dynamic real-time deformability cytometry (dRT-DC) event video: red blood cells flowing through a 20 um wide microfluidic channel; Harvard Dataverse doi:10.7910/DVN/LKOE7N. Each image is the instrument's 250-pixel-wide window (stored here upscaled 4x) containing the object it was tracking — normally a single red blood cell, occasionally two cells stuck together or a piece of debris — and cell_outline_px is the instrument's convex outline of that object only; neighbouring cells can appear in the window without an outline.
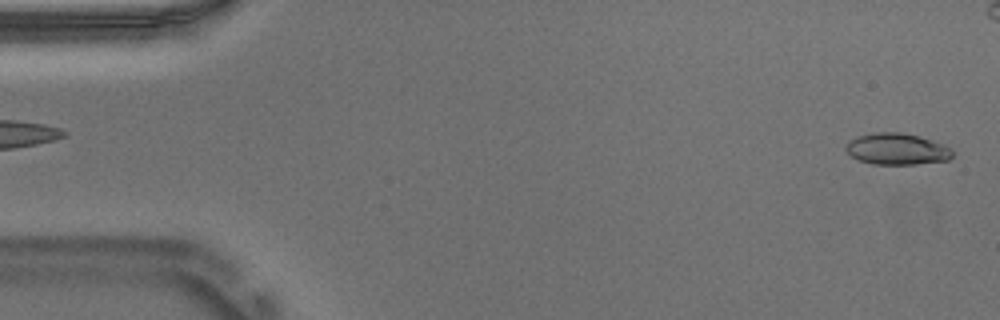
{"species": "Egyptian fruit bat (a non-hibernating species)", "species_latin": "Rousettus aegyptiacus", "temperature_condition": "warm", "stored_images_in_passage": 55, "camera_frame_rate_fps": 3000, "um_per_image_px": 0.085, "animal": {"sex": "male"}, "frame": {"image": 1, "passage_image": 2, "time_ms": 0.333, "image_size_px": [1000, 320], "cell_outline_px": [[952, 156], [948, 160], [916, 164], [872, 164], [860, 160], [852, 156], [844, 148], [848, 140], [856, 136], [872, 132], [900, 132], [920, 136], [944, 144], [952, 148]], "centroid_in_image_um": [76.23, 12.65], "position_along_channel_um": 8.8, "area_um2": 19.71}}
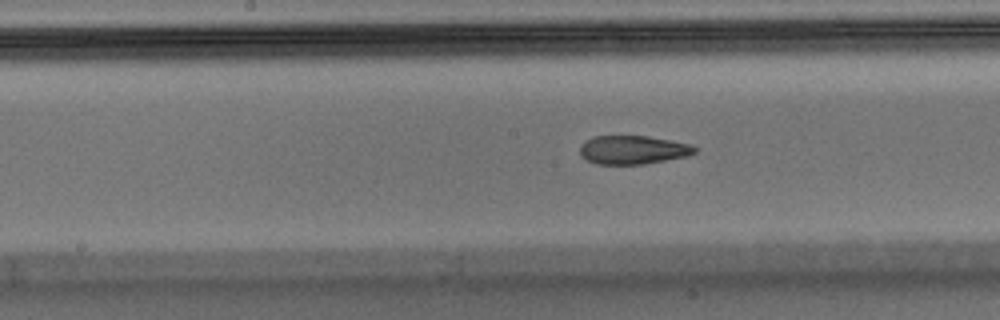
{"frame": {"image": 2, "passage_image": 27, "time_ms": 8.667, "image_size_px": [1000, 320], "cell_outline_px": [[696, 152], [688, 156], [644, 164], [596, 164], [580, 156], [580, 148], [592, 136], [648, 136], [672, 140], [688, 144], [696, 148]], "centroid_in_image_um": [53.81, 12.74], "position_along_channel_um": 194.4, "area_um2": 19.02}}
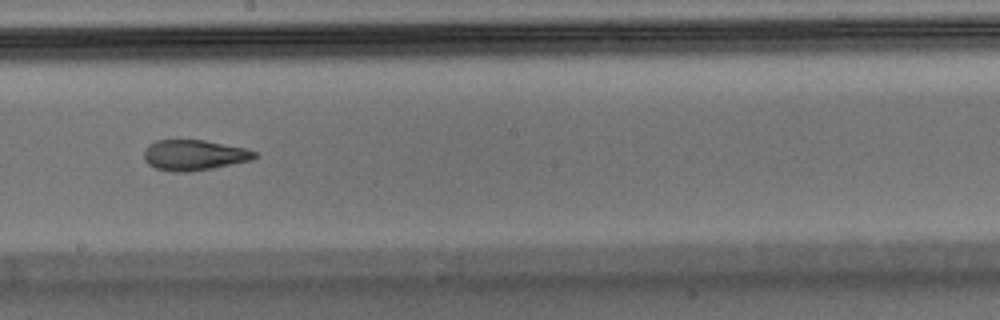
{"frame": {"image": 3, "passage_image": 30, "time_ms": 9.667, "image_size_px": [1000, 320], "cell_outline_px": [[256, 156], [252, 160], [212, 168], [188, 172], [172, 172], [156, 168], [148, 164], [144, 160], [144, 152], [148, 144], [156, 140], [204, 140], [244, 148], [256, 152]], "centroid_in_image_um": [16.46, 13.18], "position_along_channel_um": 231.7, "area_um2": 19.59}, "authors_computed_cell_mechanics": {"area_um2": 20.1722, "velocity_mm_per_s": 3.7366, "shape_relaxation_time_tau1_ms": null, "shape_relaxation_time_tau2_ms": 2.4989, "deformation_change_tau1": null, "deformation_change_tau2": 0.1055}}